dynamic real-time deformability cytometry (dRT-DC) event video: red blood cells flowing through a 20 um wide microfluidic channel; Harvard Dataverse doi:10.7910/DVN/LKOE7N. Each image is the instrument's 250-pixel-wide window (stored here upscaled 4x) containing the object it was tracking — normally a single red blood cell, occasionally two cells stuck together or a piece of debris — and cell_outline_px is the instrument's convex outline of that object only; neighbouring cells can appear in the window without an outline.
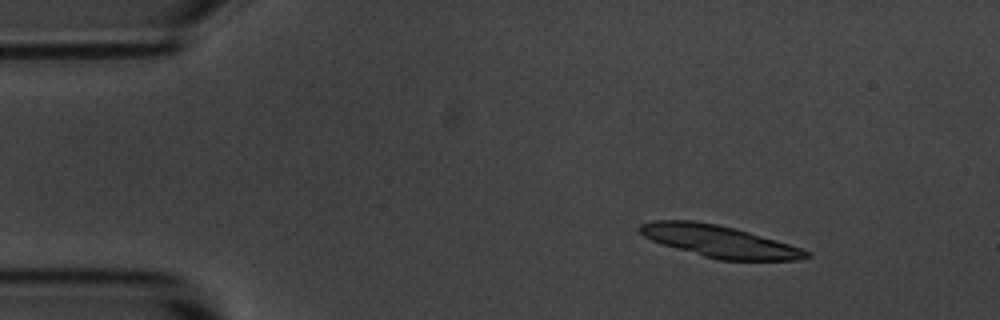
{"species": "common noctule bat (a hibernating species)", "species_latin": "Nyctalus noctula", "temperature_condition": "room temperature", "stored_images_in_passage": 8, "camera_frame_rate_fps": 3000, "um_per_image_px": 0.085, "animal": {"sex": "male", "body_mass_g": 20.1, "forearm_length_mm": 53.5}, "frame": {"image": 1, "passage_image": 2, "time_ms": 2.0, "image_size_px": [1000, 320], "cell_outline_px": [[812, 256], [800, 260], [720, 260], [704, 256], [664, 244], [652, 240], [644, 236], [636, 228], [640, 224], [652, 220], [692, 220], [716, 224], [736, 228], [776, 240], [812, 252]], "centroid_in_image_um": [61.15, 20.5], "position_along_channel_um": 23.8, "area_um2": 30.75}}
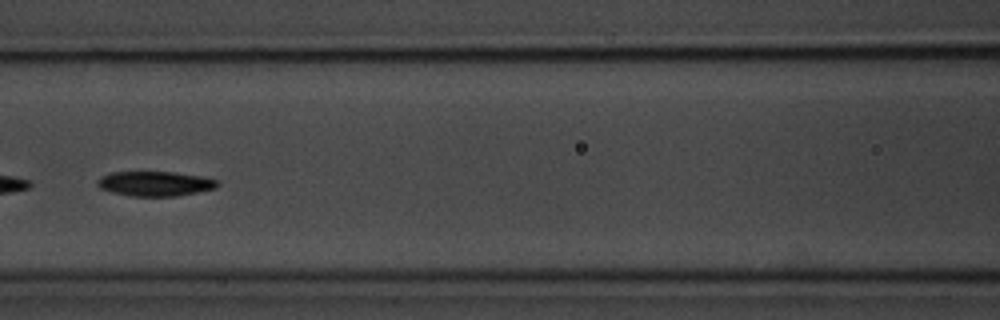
{"frame": {"image": 2, "passage_image": 7, "time_ms": 7.667, "image_size_px": [1000, 320], "cell_outline_px": [[220, 184], [216, 188], [176, 196], [132, 196], [112, 192], [100, 188], [96, 184], [96, 180], [100, 176], [112, 172], [176, 172], [204, 176], [216, 180]], "centroid_in_image_um": [13.17, 15.6], "position_along_channel_um": 153.4, "area_um2": 17.4}}
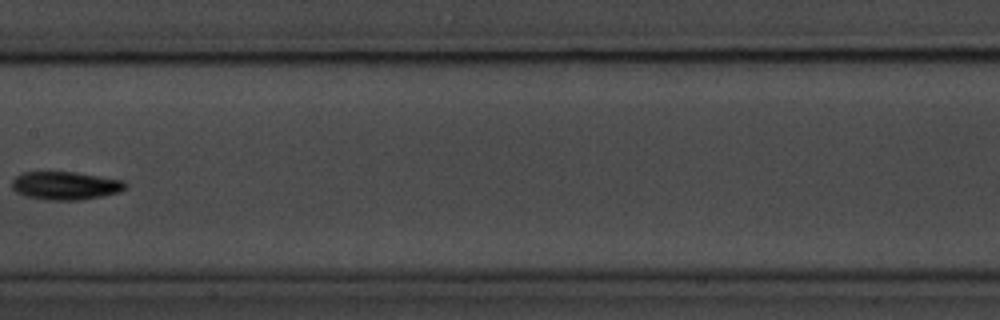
{"frame": {"image": 3, "passage_image": 8, "time_ms": 9.0, "image_size_px": [1000, 320], "cell_outline_px": [[128, 184], [120, 192], [104, 196], [80, 200], [48, 200], [24, 196], [16, 192], [12, 188], [12, 180], [16, 176], [24, 172], [76, 172], [124, 180]], "centroid_in_image_um": [5.57, 15.78], "position_along_channel_um": 201.8, "area_um2": 18.79}}